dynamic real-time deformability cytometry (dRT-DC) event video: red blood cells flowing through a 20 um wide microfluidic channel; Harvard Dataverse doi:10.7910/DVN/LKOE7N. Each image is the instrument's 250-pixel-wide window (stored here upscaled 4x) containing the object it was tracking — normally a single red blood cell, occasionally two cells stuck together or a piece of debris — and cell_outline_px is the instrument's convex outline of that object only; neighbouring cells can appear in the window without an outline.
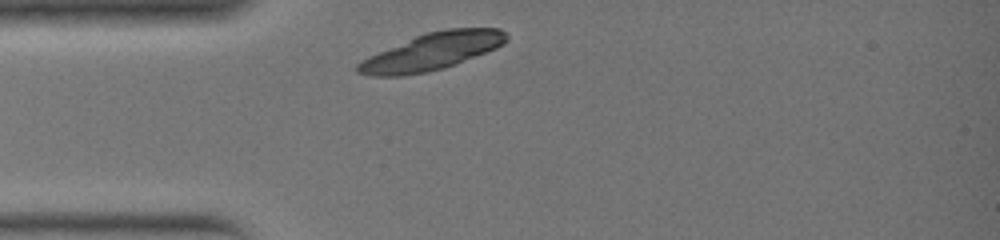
{"species": "common noctule bat (a hibernating species)", "species_latin": "Nyctalus noctula", "temperature_condition": "warm", "stored_images_in_passage": 22, "camera_frame_rate_fps": 3000, "um_per_image_px": 0.085, "animal": {"sex": "female", "body_mass_g": 19.0, "forearm_length_mm": 51.5}, "frame": {"image": 1, "passage_image": 1, "time_ms": 0.0, "image_size_px": [1000, 240], "cell_outline_px": [[508, 40], [496, 48], [456, 64], [444, 68], [428, 72], [404, 76], [368, 76], [356, 72], [356, 64], [360, 60], [368, 56], [416, 36], [428, 32], [448, 28], [500, 28], [508, 36]], "centroid_in_image_um": [36.69, 4.39], "position_along_channel_um": 48.3, "area_um2": 32.08}}
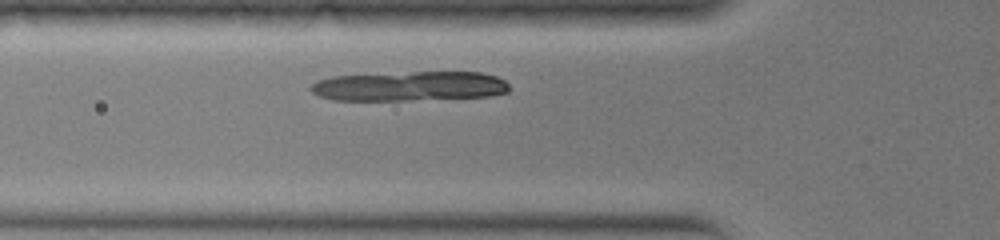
{"frame": {"image": 2, "passage_image": 4, "time_ms": 1.0, "image_size_px": [1000, 240], "cell_outline_px": [[508, 92], [492, 96], [408, 100], [332, 100], [320, 96], [312, 92], [308, 88], [316, 80], [332, 76], [412, 72], [480, 72], [496, 76], [504, 80], [508, 84]], "centroid_in_image_um": [34.79, 7.32], "position_along_channel_um": 91.0, "area_um2": 34.33}}
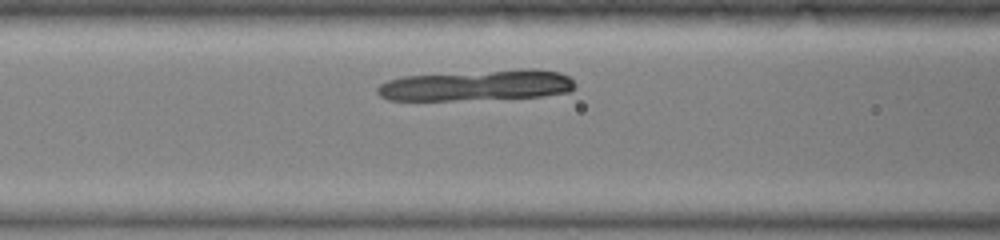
{"frame": {"image": 3, "passage_image": 6, "time_ms": 1.667, "image_size_px": [1000, 240], "cell_outline_px": [[576, 88], [568, 92], [544, 96], [452, 100], [388, 100], [380, 96], [376, 92], [376, 88], [380, 84], [388, 80], [404, 76], [520, 68], [536, 68], [560, 72], [568, 76], [576, 84]], "centroid_in_image_um": [40.57, 7.24], "position_along_channel_um": 126.0, "area_um2": 35.78}}